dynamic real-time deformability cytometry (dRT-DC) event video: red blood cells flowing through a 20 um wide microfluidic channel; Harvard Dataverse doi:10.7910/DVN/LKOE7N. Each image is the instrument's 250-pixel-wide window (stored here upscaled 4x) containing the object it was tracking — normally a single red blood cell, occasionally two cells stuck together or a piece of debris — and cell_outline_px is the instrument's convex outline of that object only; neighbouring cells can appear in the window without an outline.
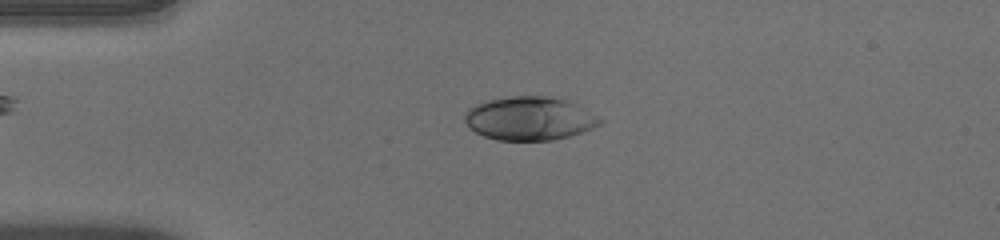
{"species": "human", "species_latin": "Homo sapiens", "temperature_condition": "warm", "stored_images_in_passage": 51, "camera_frame_rate_fps": 3000, "um_per_image_px": 0.085, "donor": {"sex": "male"}, "frame": {"image": 1, "passage_image": 12, "time_ms": 3.667, "image_size_px": [1000, 240], "cell_outline_px": [[604, 124], [568, 136], [552, 140], [496, 140], [484, 136], [468, 128], [464, 120], [464, 116], [468, 108], [476, 104], [488, 100], [516, 96], [544, 96], [568, 100], [604, 120]], "centroid_in_image_um": [44.99, 10.07], "position_along_channel_um": 40.0, "area_um2": 34.16}}
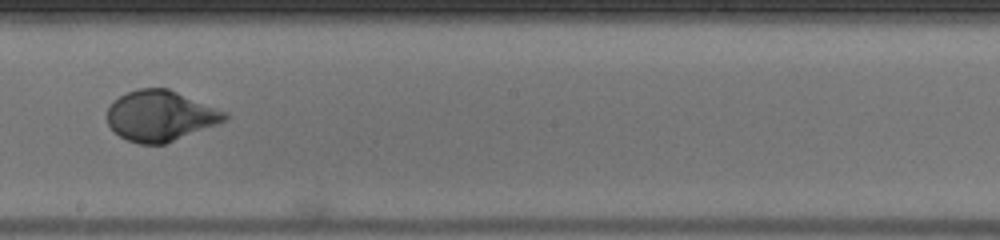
{"frame": {"image": 2, "passage_image": 29, "time_ms": 9.333, "image_size_px": [1000, 240], "cell_outline_px": [[228, 120], [164, 144], [140, 144], [128, 140], [120, 136], [108, 124], [108, 108], [112, 100], [128, 92], [140, 88], [168, 88], [228, 112]], "centroid_in_image_um": [13.65, 9.84], "position_along_channel_um": 234.5, "area_um2": 34.51}}
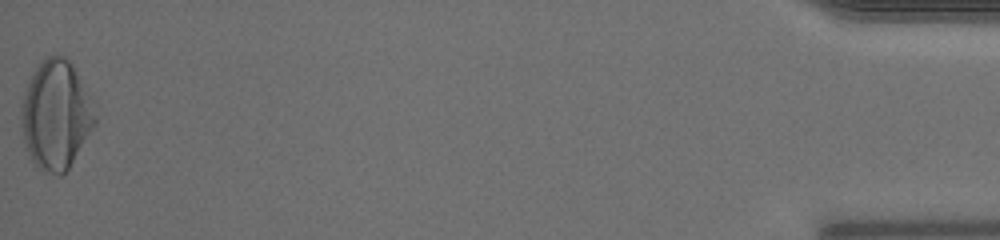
{"frame": {"image": 3, "passage_image": 51, "time_ms": 16.667, "image_size_px": [1000, 240], "cell_outline_px": [[96, 124], [68, 168], [60, 176], [44, 172], [32, 160], [24, 144], [20, 128], [20, 104], [32, 72], [44, 56], [64, 56], [72, 64], [76, 72], [96, 116]], "centroid_in_image_um": [4.69, 9.78], "position_along_channel_um": 430.5, "area_um2": 46.41}, "authors_computed_cell_mechanics": {"area_um2": 35.4892, "velocity_mm_per_s": 3.9902, "shape_relaxation_time_tau1_ms": 3.4873, "shape_relaxation_time_tau2_ms": null, "deformation_change_tau1": 0.2044, "deformation_change_tau2": null}}